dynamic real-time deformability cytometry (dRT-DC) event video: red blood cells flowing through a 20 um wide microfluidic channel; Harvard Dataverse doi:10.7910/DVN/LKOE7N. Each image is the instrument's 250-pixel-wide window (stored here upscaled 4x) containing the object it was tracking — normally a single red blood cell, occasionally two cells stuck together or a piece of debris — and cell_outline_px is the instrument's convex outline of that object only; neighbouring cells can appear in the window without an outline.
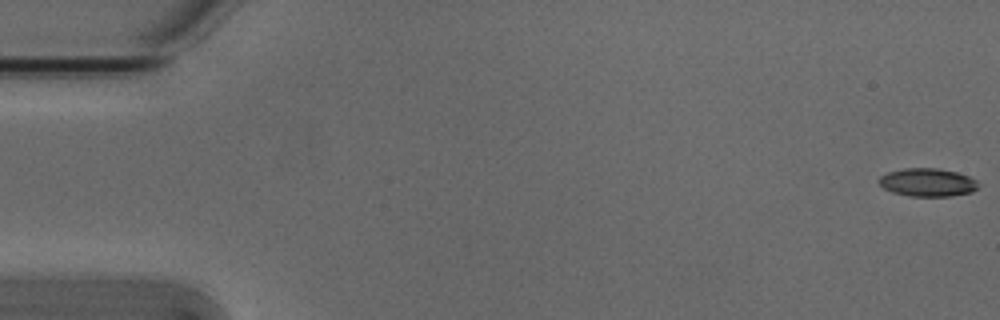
{"species": "Egyptian fruit bat (a non-hibernating species)", "species_latin": "Rousettus aegyptiacus", "temperature_condition": "cold", "stored_images_in_passage": 5, "camera_frame_rate_fps": 3000, "um_per_image_px": 0.085, "animal": {"sex": "male"}, "frame": {"image": 1, "passage_image": 1, "time_ms": 0.0, "image_size_px": [1000, 320], "cell_outline_px": [[980, 188], [972, 192], [948, 196], [908, 196], [892, 192], [884, 188], [876, 180], [880, 176], [888, 172], [904, 168], [940, 168], [956, 172], [968, 176], [976, 180], [980, 184]], "centroid_in_image_um": [78.85, 15.5], "position_along_channel_um": 6.1, "area_um2": 16.47}}
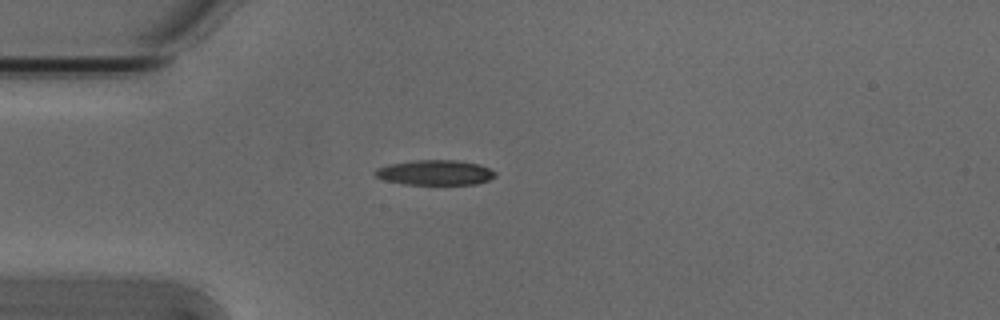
{"frame": {"image": 2, "passage_image": 5, "time_ms": 1.333, "image_size_px": [1000, 320], "cell_outline_px": [[496, 176], [488, 180], [476, 184], [404, 184], [384, 180], [376, 176], [372, 172], [376, 168], [388, 164], [416, 160], [456, 160], [480, 164], [496, 172]], "centroid_in_image_um": [36.96, 14.66], "position_along_channel_um": 48.0, "area_um2": 17.57}}